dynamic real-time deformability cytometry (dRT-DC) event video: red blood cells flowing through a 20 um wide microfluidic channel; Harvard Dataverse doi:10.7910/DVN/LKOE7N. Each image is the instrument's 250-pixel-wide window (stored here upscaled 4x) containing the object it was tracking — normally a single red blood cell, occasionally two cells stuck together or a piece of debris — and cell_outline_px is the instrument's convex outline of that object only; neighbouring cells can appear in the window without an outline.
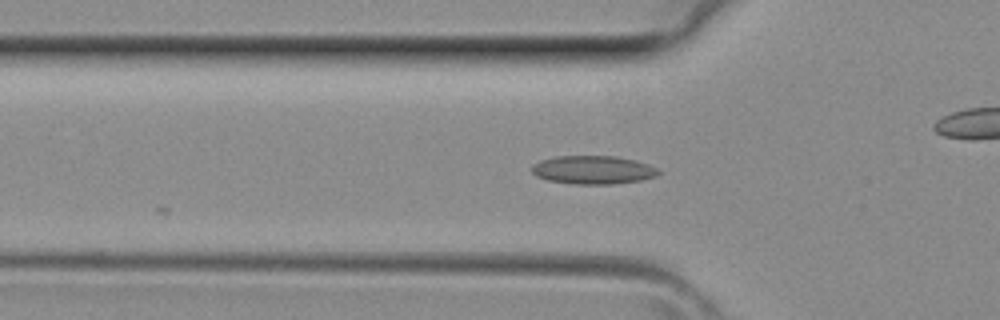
{"species": "common noctule bat (a hibernating species)", "species_latin": "Nyctalus noctula", "temperature_condition": "room temperature", "stored_images_in_passage": 8, "camera_frame_rate_fps": 3000, "um_per_image_px": 0.085, "animal": {"sex": "female", "body_mass_g": 29.2, "forearm_length_mm": 56.3}, "frame": {"image": 1, "passage_image": 3, "time_ms": 0.667, "image_size_px": [1000, 320], "cell_outline_px": [[660, 172], [656, 176], [640, 180], [612, 184], [572, 184], [548, 180], [536, 176], [532, 172], [532, 164], [540, 160], [556, 156], [616, 156], [636, 160], [648, 164], [656, 168]], "centroid_in_image_um": [50.39, 14.43], "position_along_channel_um": 75.4, "area_um2": 20.98}}
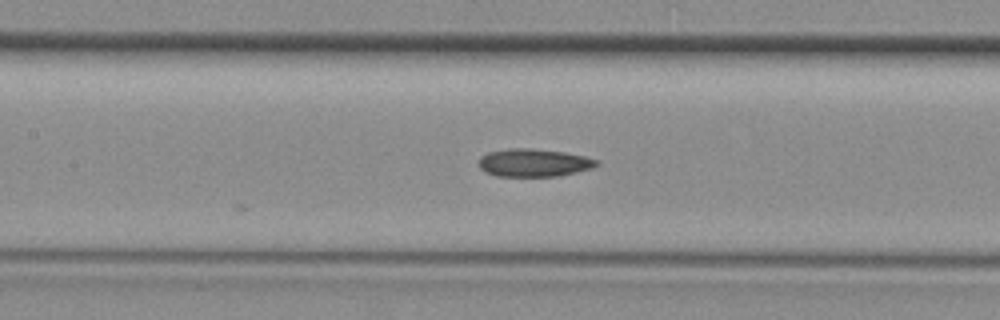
{"frame": {"image": 2, "passage_image": 8, "time_ms": 2.333, "image_size_px": [1000, 320], "cell_outline_px": [[600, 164], [592, 168], [576, 172], [556, 176], [496, 176], [484, 172], [480, 168], [480, 156], [488, 152], [508, 148], [532, 148], [564, 152], [584, 156], [600, 160]], "centroid_in_image_um": [45.38, 13.83], "position_along_channel_um": 162.0, "area_um2": 19.25}}